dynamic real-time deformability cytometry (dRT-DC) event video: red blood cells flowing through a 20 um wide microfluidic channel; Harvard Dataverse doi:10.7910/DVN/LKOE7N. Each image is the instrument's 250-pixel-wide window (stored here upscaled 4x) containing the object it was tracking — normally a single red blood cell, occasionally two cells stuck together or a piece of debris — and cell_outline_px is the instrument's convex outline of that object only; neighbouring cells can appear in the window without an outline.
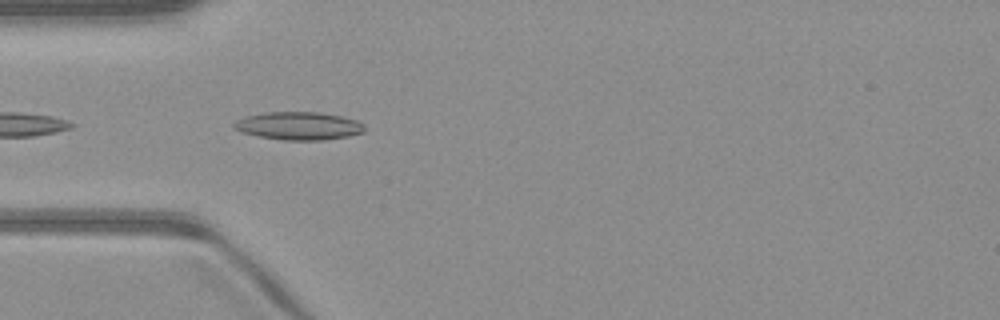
{"species": "common noctule bat (a hibernating species)", "species_latin": "Nyctalus noctula", "temperature_condition": "warm", "stored_images_in_passage": 33, "camera_frame_rate_fps": 3000, "um_per_image_px": 0.085, "animal": {"sex": "male", "body_mass_g": 23.1, "forearm_length_mm": 52.7}, "frame": {"image": 1, "passage_image": 15, "time_ms": 4.667, "image_size_px": [1000, 320], "cell_outline_px": [[364, 132], [348, 136], [324, 140], [284, 140], [256, 136], [240, 132], [232, 128], [232, 124], [236, 120], [244, 116], [264, 112], [320, 112], [340, 116], [356, 120], [364, 124]], "centroid_in_image_um": [25.33, 10.7], "position_along_channel_um": 59.7, "area_um2": 21.5}}
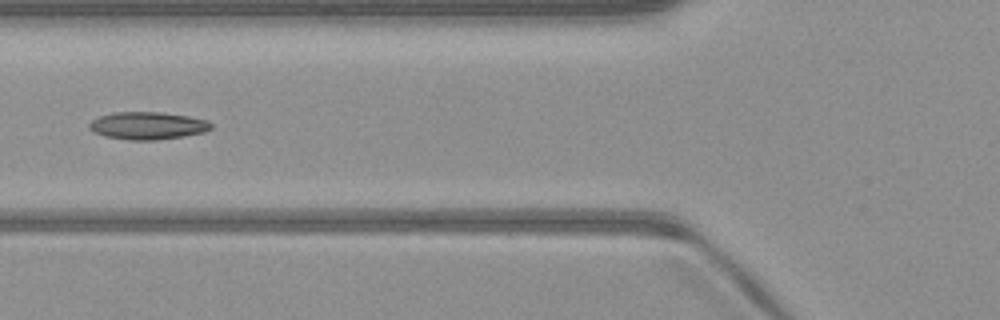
{"frame": {"image": 2, "passage_image": 19, "time_ms": 6.0, "image_size_px": [1000, 320], "cell_outline_px": [[212, 128], [204, 132], [184, 136], [156, 140], [128, 140], [104, 136], [92, 132], [88, 128], [88, 124], [92, 120], [100, 116], [116, 112], [160, 112], [188, 116], [208, 120], [212, 124]], "centroid_in_image_um": [12.53, 10.68], "position_along_channel_um": 113.3, "area_um2": 19.65}}